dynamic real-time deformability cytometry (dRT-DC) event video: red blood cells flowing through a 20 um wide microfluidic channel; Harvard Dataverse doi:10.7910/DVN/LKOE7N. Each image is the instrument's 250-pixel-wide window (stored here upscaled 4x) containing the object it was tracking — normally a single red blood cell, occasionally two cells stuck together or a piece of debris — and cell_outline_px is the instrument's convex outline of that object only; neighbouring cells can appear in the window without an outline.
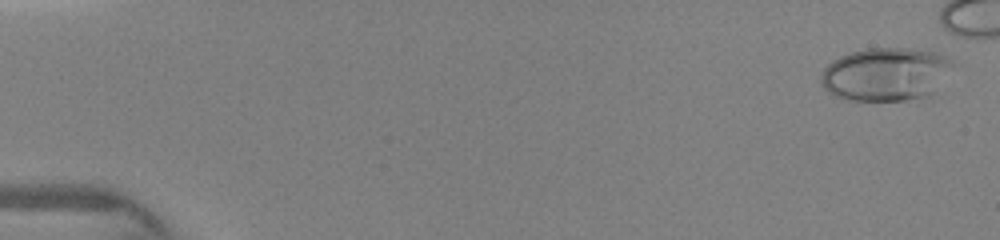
{"species": "human", "species_latin": "Homo sapiens", "temperature_condition": "warm", "stored_images_in_passage": 23, "camera_frame_rate_fps": 3000, "um_per_image_px": 0.085, "donor": {"sex": "female"}, "frame": {"image": 1, "passage_image": 2, "time_ms": 0.333, "image_size_px": [1000, 240], "cell_outline_px": [[952, 64], [928, 96], [904, 100], [848, 100], [836, 96], [828, 92], [820, 84], [820, 76], [824, 68], [832, 60], [840, 56], [852, 52], [868, 48], [908, 48], [936, 52], [952, 60]], "centroid_in_image_um": [75.19, 6.3], "position_along_channel_um": 9.8, "area_um2": 40.29}}
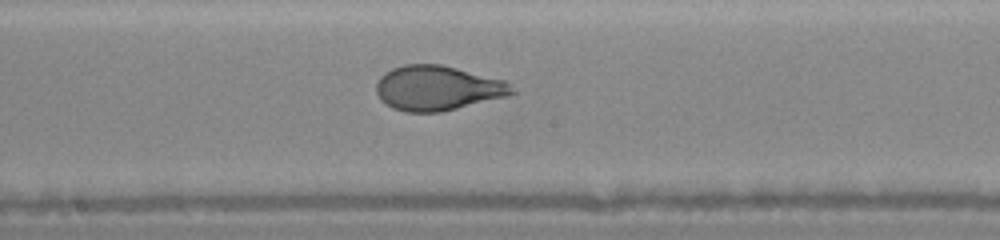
{"frame": {"image": 2, "passage_image": 20, "time_ms": 8.333, "image_size_px": [1000, 240], "cell_outline_px": [[516, 92], [504, 96], [440, 112], [404, 112], [392, 108], [380, 100], [376, 92], [376, 84], [380, 76], [384, 72], [392, 68], [404, 64], [440, 64], [504, 80]], "centroid_in_image_um": [37.1, 7.48], "position_along_channel_um": 211.1, "area_um2": 35.08}}
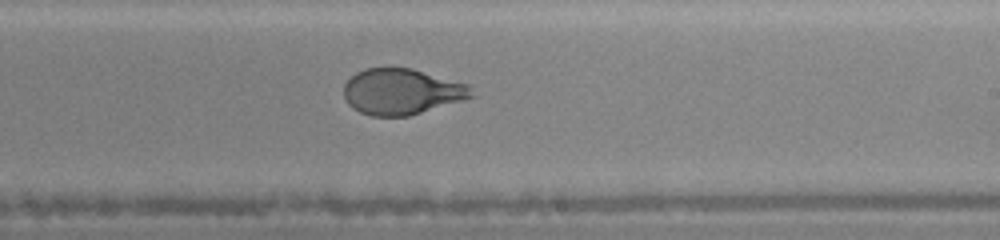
{"frame": {"image": 3, "passage_image": 23, "time_ms": 9.333, "image_size_px": [1000, 240], "cell_outline_px": [[476, 96], [408, 116], [372, 116], [360, 112], [352, 108], [348, 104], [344, 96], [344, 84], [356, 72], [364, 68], [412, 68], [468, 84]], "centroid_in_image_um": [34.14, 7.79], "position_along_channel_um": 254.9, "area_um2": 34.1}}